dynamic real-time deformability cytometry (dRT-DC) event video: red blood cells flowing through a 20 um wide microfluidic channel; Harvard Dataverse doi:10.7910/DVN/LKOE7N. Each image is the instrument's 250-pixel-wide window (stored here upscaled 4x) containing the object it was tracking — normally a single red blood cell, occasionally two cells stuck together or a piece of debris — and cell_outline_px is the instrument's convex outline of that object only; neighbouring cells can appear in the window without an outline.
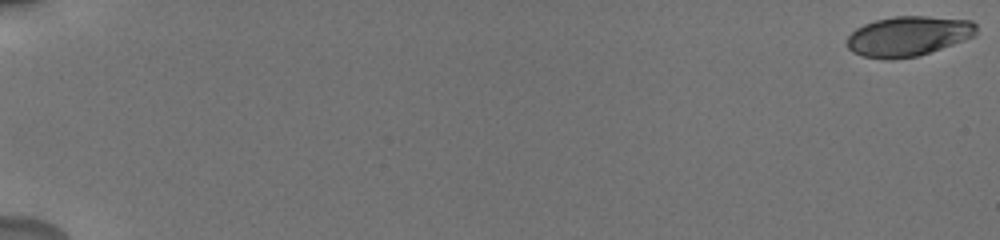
{"species": "human", "species_latin": "Homo sapiens", "temperature_condition": "cold", "stored_images_in_passage": 68, "camera_frame_rate_fps": 3000, "um_per_image_px": 0.085, "donor": {"sex": "male"}, "frame": {"image": 1, "passage_image": 1, "time_ms": 0.0, "image_size_px": [1000, 240], "cell_outline_px": [[976, 36], [916, 56], [892, 60], [888, 60], [864, 56], [852, 52], [848, 48], [848, 36], [856, 28], [864, 24], [876, 20], [896, 16], [928, 16], [972, 20], [976, 24]], "centroid_in_image_um": [77.21, 3.07], "position_along_channel_um": 7.8, "area_um2": 30.0}}
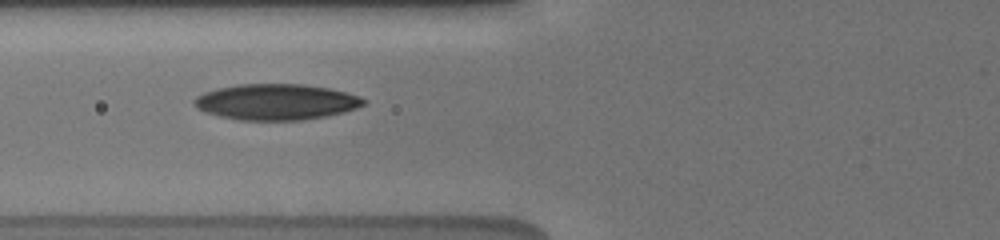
{"frame": {"image": 2, "passage_image": 46, "time_ms": 8.0, "image_size_px": [1000, 240], "cell_outline_px": [[364, 104], [356, 108], [344, 112], [324, 116], [300, 120], [240, 120], [220, 116], [204, 112], [196, 108], [192, 104], [192, 100], [196, 96], [204, 92], [216, 88], [240, 84], [300, 84], [328, 88], [360, 96], [364, 100]], "centroid_in_image_um": [23.4, 8.66], "position_along_channel_um": 102.4, "area_um2": 35.37}}
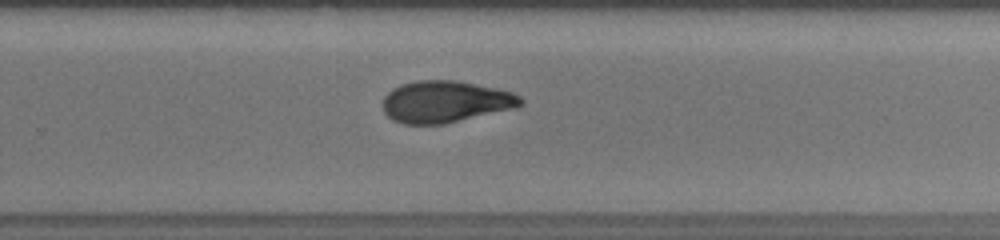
{"frame": {"image": 3, "passage_image": 65, "time_ms": 13.0, "image_size_px": [1000, 240], "cell_outline_px": [[524, 104], [516, 108], [444, 124], [404, 124], [392, 120], [384, 112], [384, 96], [392, 88], [400, 84], [416, 80], [456, 80], [512, 92], [520, 96], [524, 100]], "centroid_in_image_um": [37.86, 8.65], "position_along_channel_um": 291.9, "area_um2": 33.64}}